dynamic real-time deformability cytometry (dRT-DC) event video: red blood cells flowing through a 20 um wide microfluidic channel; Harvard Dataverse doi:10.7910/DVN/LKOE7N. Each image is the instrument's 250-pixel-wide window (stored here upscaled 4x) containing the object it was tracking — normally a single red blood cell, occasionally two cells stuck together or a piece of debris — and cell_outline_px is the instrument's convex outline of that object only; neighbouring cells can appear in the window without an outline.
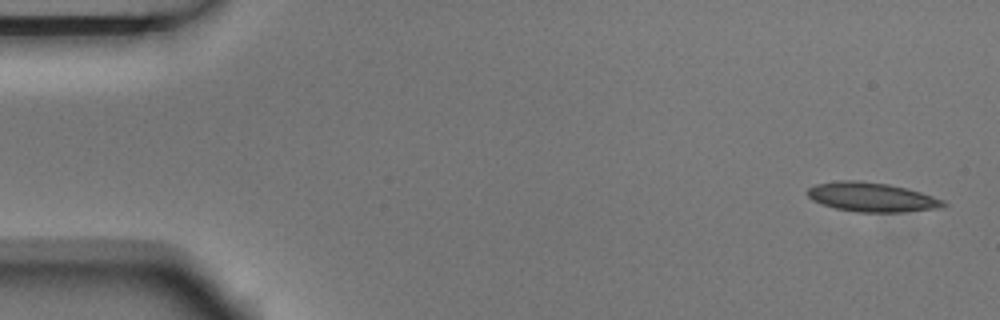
{"species": "Egyptian fruit bat (a non-hibernating species)", "species_latin": "Rousettus aegyptiacus", "temperature_condition": "room temperature", "stored_images_in_passage": 4, "camera_frame_rate_fps": 3000, "um_per_image_px": 0.085, "animal": {"sex": "male"}, "frame": {"image": 1, "passage_image": 1, "time_ms": 0.0, "image_size_px": [1000, 320], "cell_outline_px": [[948, 204], [940, 208], [900, 212], [856, 212], [836, 208], [812, 200], [808, 196], [808, 188], [816, 184], [840, 180], [856, 180], [888, 184], [908, 188], [944, 200]], "centroid_in_image_um": [74.12, 16.75], "position_along_channel_um": 10.9, "area_um2": 23.06}}